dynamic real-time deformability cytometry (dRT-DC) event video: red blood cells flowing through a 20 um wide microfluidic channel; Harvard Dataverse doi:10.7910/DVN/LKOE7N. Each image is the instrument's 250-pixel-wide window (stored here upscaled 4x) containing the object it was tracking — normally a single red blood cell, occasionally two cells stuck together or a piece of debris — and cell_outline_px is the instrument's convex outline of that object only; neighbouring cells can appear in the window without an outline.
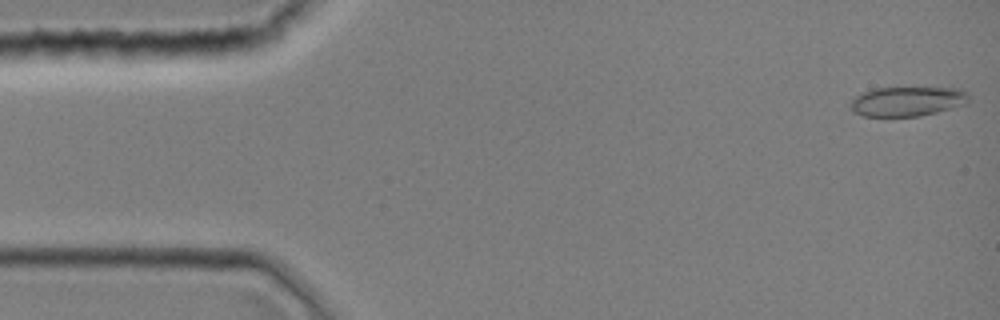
{"species": "common noctule bat (a hibernating species)", "species_latin": "Nyctalus noctula", "temperature_condition": "room temperature", "stored_images_in_passage": 43, "camera_frame_rate_fps": 3000, "um_per_image_px": 0.085, "animal": {"sex": "female", "body_mass_g": 19.0, "forearm_length_mm": 51.5}, "frame": {"image": 1, "passage_image": 1, "time_ms": 0.0, "image_size_px": [1000, 320], "cell_outline_px": [[968, 104], [920, 116], [860, 116], [852, 112], [848, 104], [860, 92], [872, 88], [960, 88], [968, 92]], "centroid_in_image_um": [77.09, 8.61], "position_along_channel_um": 7.9, "area_um2": 20.69}}
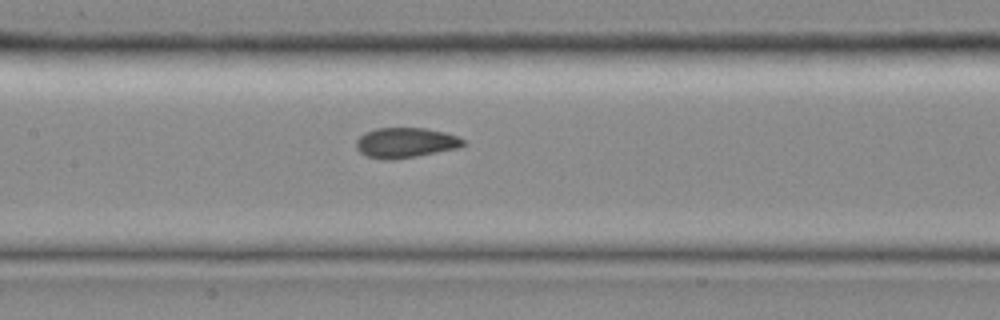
{"frame": {"image": 2, "passage_image": 20, "time_ms": 6.333, "image_size_px": [1000, 320], "cell_outline_px": [[468, 144], [460, 148], [416, 156], [392, 160], [384, 160], [364, 156], [356, 148], [356, 140], [364, 132], [376, 128], [424, 128], [444, 132], [460, 136]], "centroid_in_image_um": [34.49, 12.13], "position_along_channel_um": 172.9, "area_um2": 19.13}}
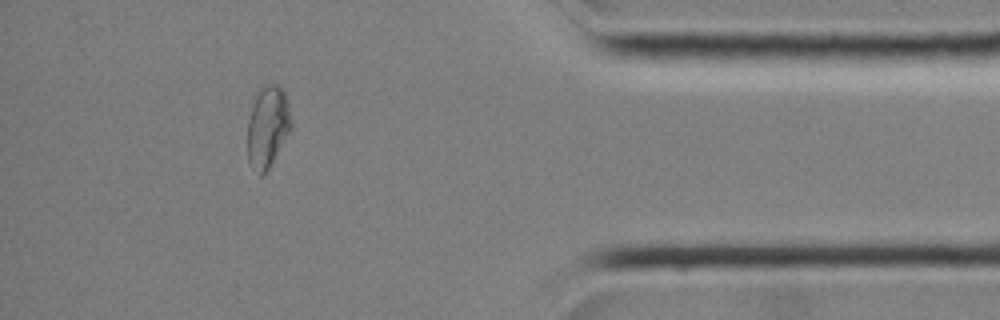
{"frame": {"image": 3, "passage_image": 38, "time_ms": 12.333, "image_size_px": [1000, 320], "cell_outline_px": [[292, 128], [268, 172], [260, 176], [248, 160], [248, 120], [256, 96], [260, 88], [268, 84], [280, 84], [284, 88], [292, 120]], "centroid_in_image_um": [22.79, 10.78], "position_along_channel_um": 412.4, "area_um2": 20.98}}